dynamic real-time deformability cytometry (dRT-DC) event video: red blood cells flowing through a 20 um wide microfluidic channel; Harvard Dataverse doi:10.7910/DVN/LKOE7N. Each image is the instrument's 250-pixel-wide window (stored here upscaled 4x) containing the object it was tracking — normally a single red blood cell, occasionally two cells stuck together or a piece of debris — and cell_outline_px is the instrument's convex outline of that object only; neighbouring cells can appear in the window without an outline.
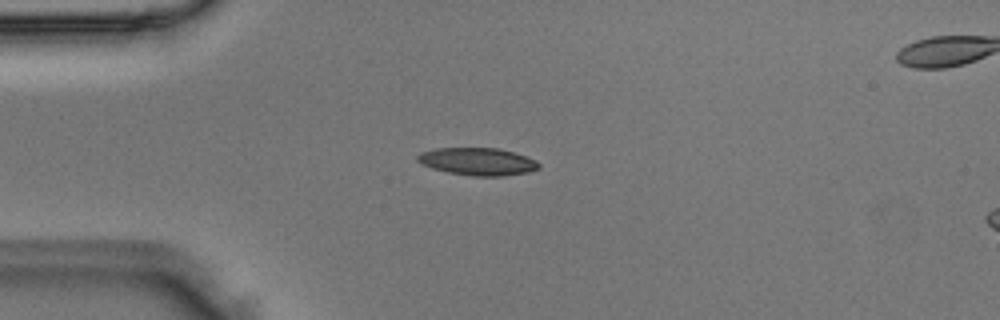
{"species": "Egyptian fruit bat (a non-hibernating species)", "species_latin": "Rousettus aegyptiacus", "temperature_condition": "room temperature", "stored_images_in_passage": 4, "segment_of_instrument_passage": [1, 2], "camera_frame_rate_fps": 3000, "um_per_image_px": 0.085, "animal": {"sex": "male"}, "frame": {"image": 1, "passage_image": 3, "time_ms": 0.667, "image_size_px": [1000, 320], "cell_outline_px": [[540, 168], [528, 172], [500, 176], [472, 176], [448, 172], [432, 168], [420, 164], [416, 160], [416, 156], [420, 152], [436, 148], [496, 148], [512, 152], [536, 160], [540, 164]], "centroid_in_image_um": [40.56, 13.73], "position_along_channel_um": 44.4, "area_um2": 19.42}}